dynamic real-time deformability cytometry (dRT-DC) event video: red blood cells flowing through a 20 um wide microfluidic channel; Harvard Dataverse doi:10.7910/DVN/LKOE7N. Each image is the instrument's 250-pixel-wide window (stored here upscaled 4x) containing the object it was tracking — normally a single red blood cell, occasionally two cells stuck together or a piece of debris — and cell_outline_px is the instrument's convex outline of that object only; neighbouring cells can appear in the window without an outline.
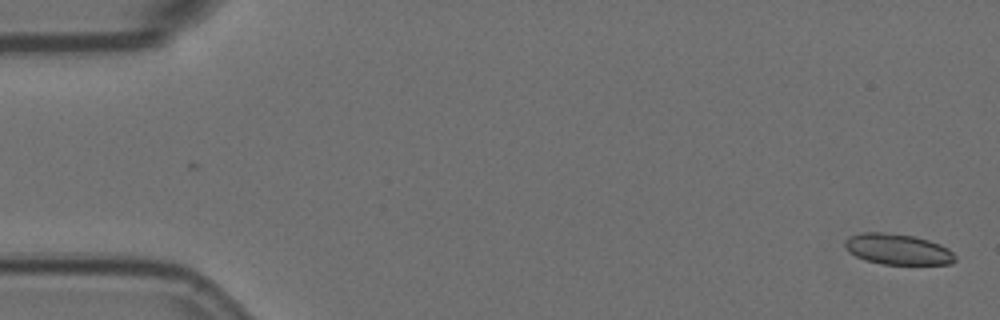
{"species": "Egyptian fruit bat (a non-hibernating species)", "species_latin": "Rousettus aegyptiacus", "temperature_condition": "room temperature", "stored_images_in_passage": 2, "camera_frame_rate_fps": 3000, "um_per_image_px": 0.085, "animal": {"sex": "female"}, "frame": {"image": 1, "passage_image": 2, "time_ms": 0.333, "image_size_px": [1000, 320], "cell_outline_px": [[956, 260], [952, 264], [884, 264], [864, 260], [848, 252], [844, 248], [844, 240], [848, 236], [860, 232], [880, 232], [912, 236], [928, 240], [940, 244], [948, 248], [956, 256]], "centroid_in_image_um": [76.27, 21.18], "position_along_channel_um": 8.7, "area_um2": 19.88}}